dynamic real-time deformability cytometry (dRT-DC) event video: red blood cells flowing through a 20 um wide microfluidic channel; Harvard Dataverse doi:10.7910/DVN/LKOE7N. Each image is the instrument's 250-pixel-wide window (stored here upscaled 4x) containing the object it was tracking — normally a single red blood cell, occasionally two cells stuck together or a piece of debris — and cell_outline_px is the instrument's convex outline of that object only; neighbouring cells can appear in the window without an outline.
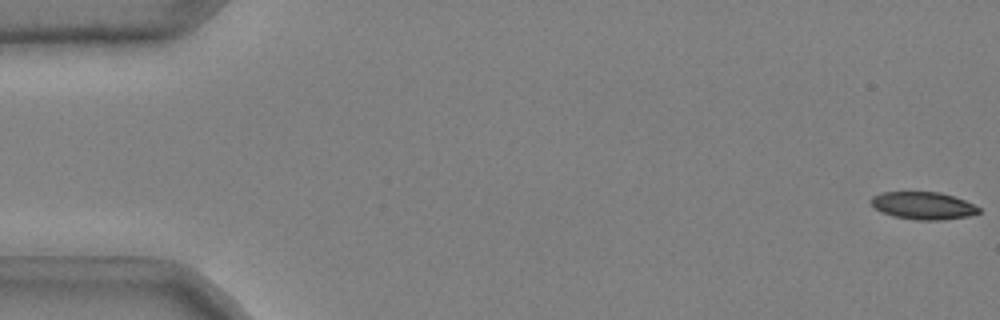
{"species": "common noctule bat (a hibernating species)", "species_latin": "Nyctalus noctula", "temperature_condition": "cold", "stored_images_in_passage": 52, "camera_frame_rate_fps": 3000, "um_per_image_px": 0.085, "animal": {"sex": "male", "body_mass_g": 20.4}, "frame": {"image": 1, "passage_image": 1, "time_ms": 0.0, "image_size_px": [1000, 320], "cell_outline_px": [[980, 212], [968, 216], [944, 220], [916, 220], [892, 216], [880, 212], [868, 200], [872, 196], [884, 192], [940, 192], [964, 200], [980, 208]], "centroid_in_image_um": [78.44, 17.48], "position_along_channel_um": 6.6, "area_um2": 17.28}}
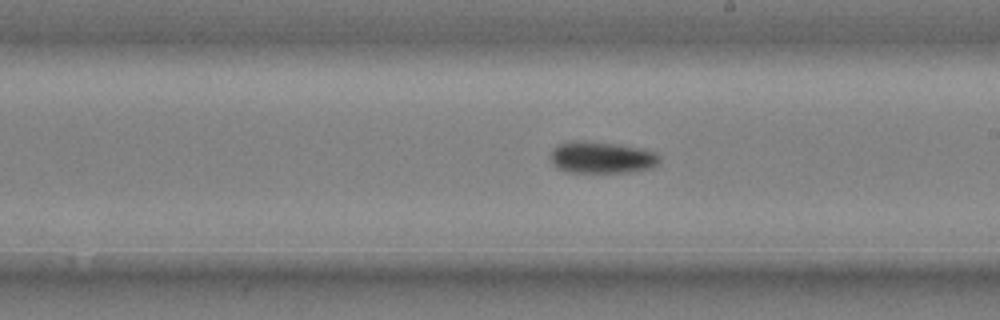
{"frame": {"image": 2, "passage_image": 31, "time_ms": 10.0, "image_size_px": [1000, 320], "cell_outline_px": [[660, 160], [652, 168], [632, 172], [568, 172], [556, 168], [552, 164], [552, 148], [556, 144], [572, 140], [580, 140], [620, 144], [640, 148], [656, 152], [660, 156]], "centroid_in_image_um": [51.13, 13.37], "position_along_channel_um": 237.9, "area_um2": 20.46}}
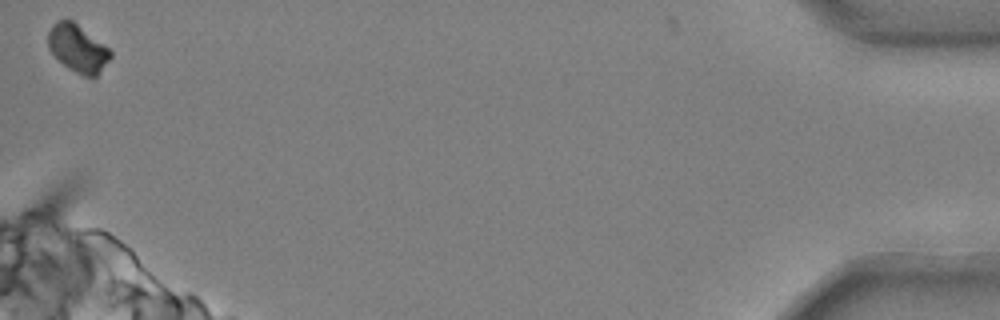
{"frame": {"image": 3, "passage_image": 52, "time_ms": 17.0, "image_size_px": [1000, 320], "cell_outline_px": [[112, 56], [96, 76], [84, 76], [68, 68], [48, 48], [48, 32], [52, 24], [56, 20], [72, 20], [108, 48], [112, 52]], "centroid_in_image_um": [6.59, 4.09], "position_along_channel_um": 428.6, "area_um2": 16.88}}